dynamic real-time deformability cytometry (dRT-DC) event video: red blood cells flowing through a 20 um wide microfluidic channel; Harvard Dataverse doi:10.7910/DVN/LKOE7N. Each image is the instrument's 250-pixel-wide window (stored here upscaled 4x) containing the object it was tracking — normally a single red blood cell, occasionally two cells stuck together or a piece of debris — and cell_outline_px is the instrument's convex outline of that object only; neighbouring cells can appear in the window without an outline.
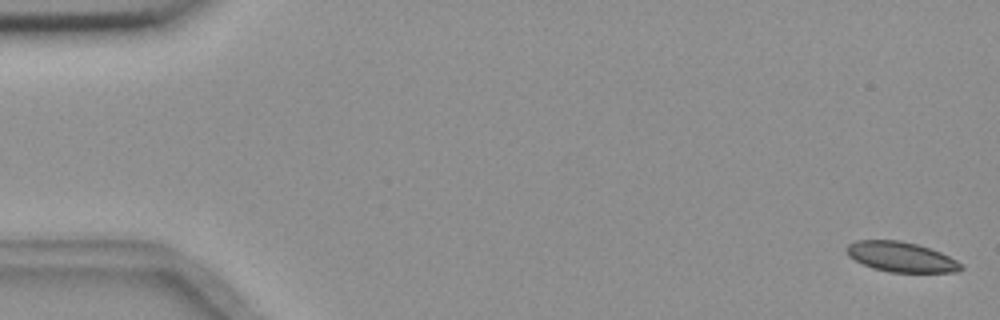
{"species": "common noctule bat (a hibernating species)", "species_latin": "Nyctalus noctula", "temperature_condition": "room temperature", "stored_images_in_passage": 57, "segment_of_instrument_passage": [1, 2], "camera_frame_rate_fps": 3000, "um_per_image_px": 0.085, "animal": {"sex": "female", "body_mass_g": 18.4}, "frame": {"image": 1, "passage_image": 1, "time_ms": 0.0, "image_size_px": [1000, 320], "cell_outline_px": [[964, 268], [960, 272], [888, 272], [872, 268], [848, 256], [844, 248], [848, 244], [856, 240], [900, 240], [916, 244], [940, 252], [956, 260]], "centroid_in_image_um": [76.56, 21.84], "position_along_channel_um": 8.4, "area_um2": 20.0}}
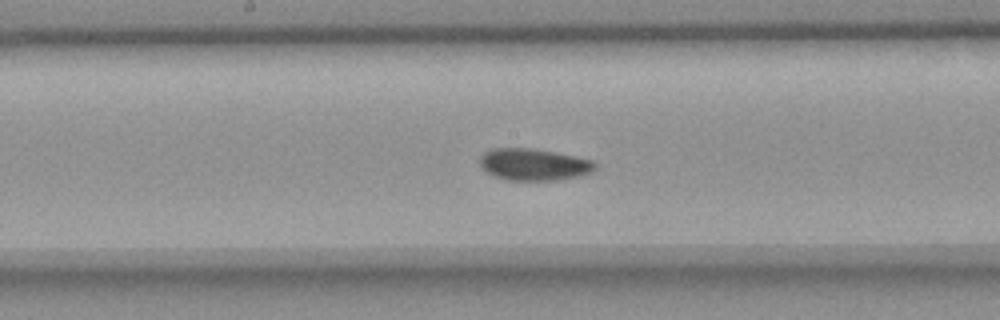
{"frame": {"image": 2, "passage_image": 29, "time_ms": 9.333, "image_size_px": [1000, 320], "cell_outline_px": [[596, 168], [592, 172], [580, 176], [556, 180], [504, 180], [492, 176], [480, 164], [480, 156], [484, 152], [492, 148], [532, 148], [592, 160], [596, 164]], "centroid_in_image_um": [45.35, 13.99], "position_along_channel_um": 202.9, "area_um2": 21.33}}
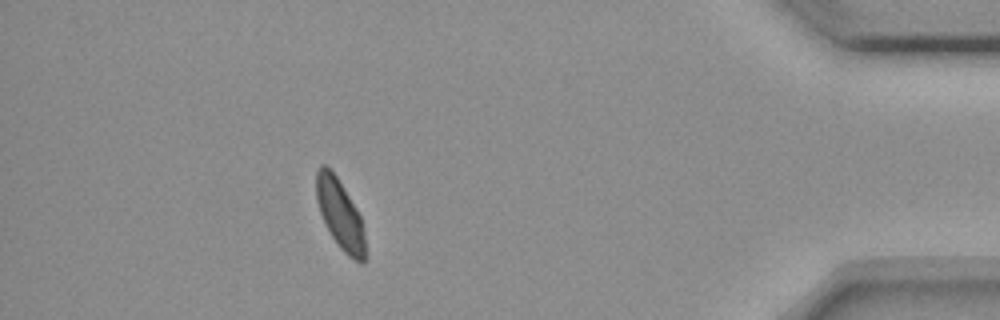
{"frame": {"image": 3, "passage_image": 50, "time_ms": 16.333, "image_size_px": [1000, 320], "cell_outline_px": [[368, 256], [360, 264], [348, 256], [340, 248], [332, 236], [320, 212], [316, 200], [316, 172], [320, 164], [324, 164], [336, 176], [356, 208], [360, 216], [364, 228]], "centroid_in_image_um": [28.94, 18.27], "position_along_channel_um": 406.3, "area_um2": 19.88}}